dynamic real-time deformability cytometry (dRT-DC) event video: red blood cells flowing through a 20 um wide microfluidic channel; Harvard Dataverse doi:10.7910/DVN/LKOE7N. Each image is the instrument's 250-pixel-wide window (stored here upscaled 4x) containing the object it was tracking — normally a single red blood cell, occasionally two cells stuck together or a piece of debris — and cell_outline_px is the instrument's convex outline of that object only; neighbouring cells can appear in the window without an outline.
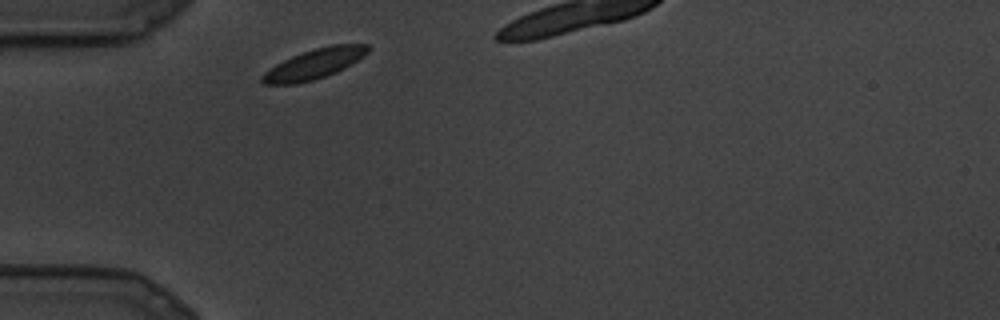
{"species": "common noctule bat (a hibernating species)", "species_latin": "Nyctalus noctula", "temperature_condition": "cold", "stored_images_in_passage": 6, "camera_frame_rate_fps": 3000, "um_per_image_px": 0.085, "animal": {"sex": "male", "body_mass_g": 19.5, "forearm_length_mm": 54.6}, "frame": {"image": 1, "passage_image": 1, "time_ms": 0.0, "image_size_px": [1000, 320], "cell_outline_px": [[368, 52], [364, 56], [344, 68], [336, 72], [312, 80], [296, 84], [264, 84], [260, 80], [260, 76], [264, 72], [276, 64], [292, 56], [316, 48], [332, 44], [368, 44]], "centroid_in_image_um": [26.69, 5.44], "position_along_channel_um": 58.3, "area_um2": 18.26}}
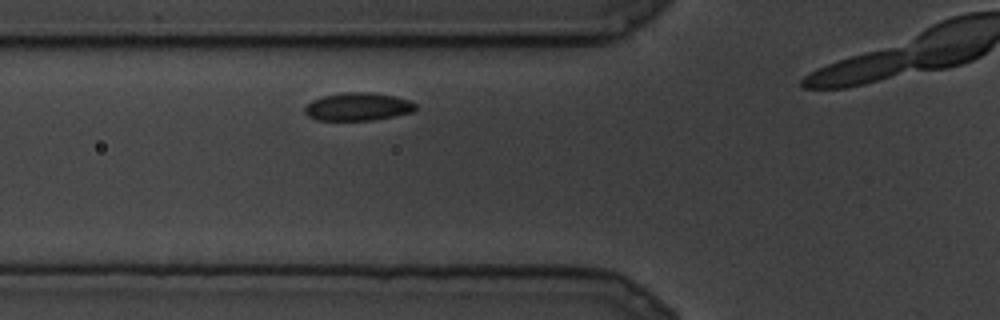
{"frame": {"image": 2, "passage_image": 3, "time_ms": 0.667, "image_size_px": [1000, 320], "cell_outline_px": [[416, 108], [412, 112], [372, 120], [316, 120], [308, 116], [304, 112], [304, 108], [312, 100], [324, 96], [344, 92], [368, 92], [396, 96], [408, 100], [416, 104]], "centroid_in_image_um": [30.4, 9.07], "position_along_channel_um": 95.4, "area_um2": 17.92}}
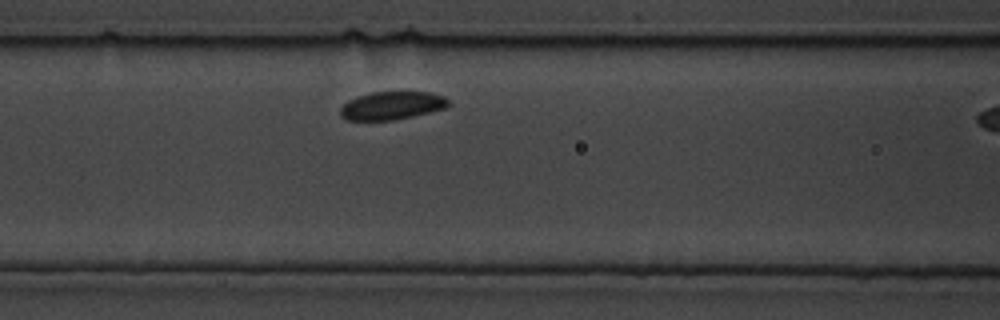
{"frame": {"image": 3, "passage_image": 5, "time_ms": 1.333, "image_size_px": [1000, 320], "cell_outline_px": [[448, 104], [444, 108], [412, 116], [392, 120], [348, 120], [340, 116], [340, 108], [348, 100], [356, 96], [372, 92], [428, 92], [444, 96], [448, 100]], "centroid_in_image_um": [33.26, 8.97], "position_along_channel_um": 133.3, "area_um2": 17.51}}